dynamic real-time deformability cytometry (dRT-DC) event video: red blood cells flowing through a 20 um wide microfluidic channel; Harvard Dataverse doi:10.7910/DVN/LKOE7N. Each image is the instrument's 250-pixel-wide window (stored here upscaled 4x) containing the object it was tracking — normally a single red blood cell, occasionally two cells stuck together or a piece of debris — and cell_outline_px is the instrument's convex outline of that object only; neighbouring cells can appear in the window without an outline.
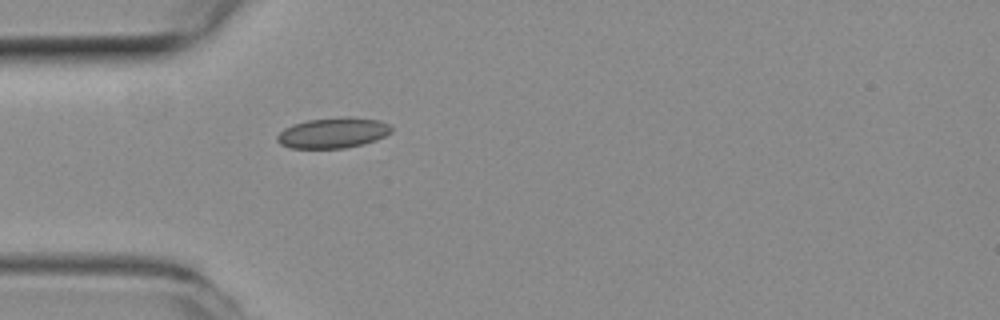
{"species": "common noctule bat (a hibernating species)", "species_latin": "Nyctalus noctula", "temperature_condition": "room temperature", "stored_images_in_passage": 5, "camera_frame_rate_fps": 3000, "um_per_image_px": 0.085, "animal": {"sex": "female", "body_mass_g": 19.3, "forearm_length_mm": 54.1}, "frame": {"image": 1, "passage_image": 1, "time_ms": 0.0, "image_size_px": [1000, 320], "cell_outline_px": [[392, 132], [376, 140], [364, 144], [344, 148], [292, 148], [280, 144], [276, 140], [276, 136], [284, 128], [292, 124], [308, 120], [348, 116], [380, 120], [388, 124], [392, 128]], "centroid_in_image_um": [28.31, 11.29], "position_along_channel_um": 56.7, "area_um2": 20.4}}